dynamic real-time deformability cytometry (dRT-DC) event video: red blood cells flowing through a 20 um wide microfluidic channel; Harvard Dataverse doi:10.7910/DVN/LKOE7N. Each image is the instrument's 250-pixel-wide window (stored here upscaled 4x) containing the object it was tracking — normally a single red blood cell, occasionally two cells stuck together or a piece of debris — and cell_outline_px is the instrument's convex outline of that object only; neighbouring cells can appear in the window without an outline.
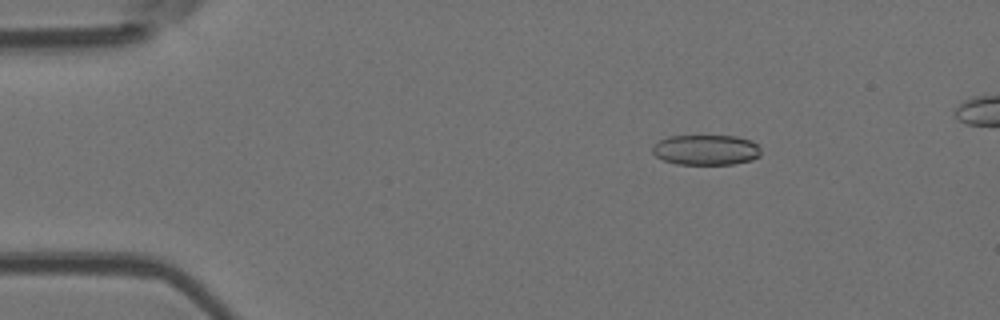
{"species": "Egyptian fruit bat (a non-hibernating species)", "species_latin": "Rousettus aegyptiacus", "temperature_condition": "room temperature", "stored_images_in_passage": 5, "camera_frame_rate_fps": 3000, "um_per_image_px": 0.085, "animal": {"sex": "female"}, "frame": {"image": 1, "passage_image": 3, "time_ms": 2.333, "image_size_px": [1000, 320], "cell_outline_px": [[760, 156], [752, 160], [732, 164], [676, 164], [664, 160], [656, 156], [652, 152], [652, 144], [668, 136], [736, 136], [752, 140], [760, 148]], "centroid_in_image_um": [60.0, 12.74], "position_along_channel_um": 25.0, "area_um2": 19.25}}